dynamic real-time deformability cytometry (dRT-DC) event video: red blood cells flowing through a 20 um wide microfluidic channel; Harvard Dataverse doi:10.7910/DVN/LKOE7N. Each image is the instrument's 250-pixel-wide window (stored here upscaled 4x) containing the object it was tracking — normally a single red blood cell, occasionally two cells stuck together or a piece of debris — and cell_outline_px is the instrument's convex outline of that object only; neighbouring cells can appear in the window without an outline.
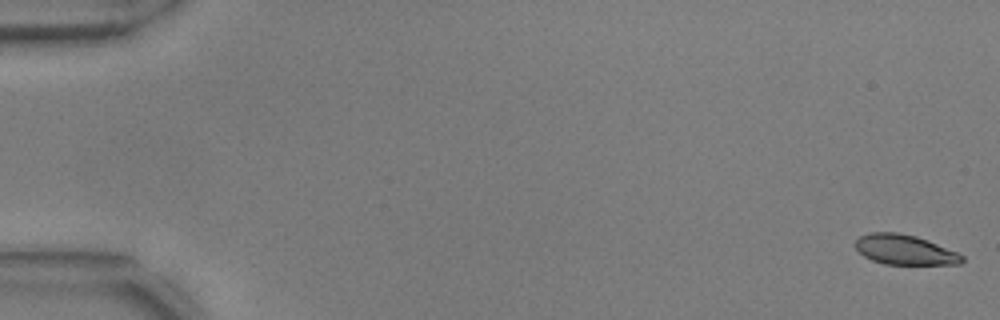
{"species": "common noctule bat (a hibernating species)", "species_latin": "Nyctalus noctula", "temperature_condition": "warm", "stored_images_in_passage": 18, "camera_frame_rate_fps": 3000, "um_per_image_px": 0.085, "animal": {"sex": "male", "body_mass_g": 17.9, "forearm_length_mm": 54.2}, "frame": {"image": 1, "passage_image": 1, "time_ms": 0.0, "image_size_px": [1000, 320], "cell_outline_px": [[964, 260], [960, 264], [884, 264], [872, 260], [864, 256], [856, 248], [856, 240], [860, 236], [872, 232], [896, 232], [916, 236], [928, 240], [956, 252], [964, 256]], "centroid_in_image_um": [76.9, 21.23], "position_along_channel_um": 8.1, "area_um2": 18.44}}
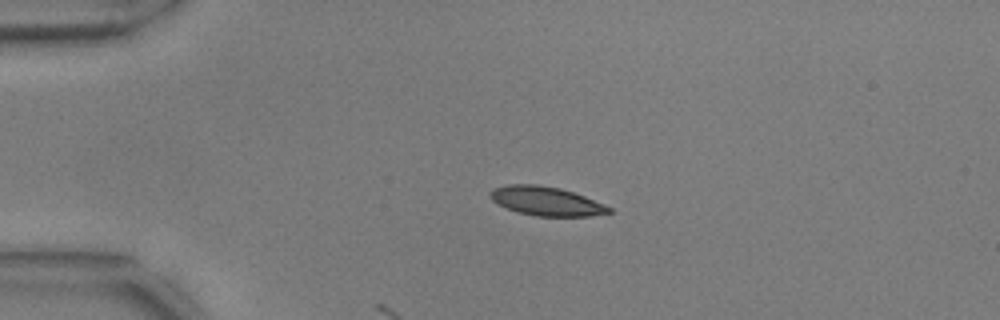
{"frame": {"image": 2, "passage_image": 13, "time_ms": 4.0, "image_size_px": [1000, 320], "cell_outline_px": [[612, 212], [592, 216], [536, 216], [516, 212], [492, 200], [488, 196], [488, 192], [492, 188], [508, 184], [536, 184], [560, 188], [584, 196], [604, 204], [612, 208]], "centroid_in_image_um": [46.4, 17.09], "position_along_channel_um": 38.6, "area_um2": 20.11}}